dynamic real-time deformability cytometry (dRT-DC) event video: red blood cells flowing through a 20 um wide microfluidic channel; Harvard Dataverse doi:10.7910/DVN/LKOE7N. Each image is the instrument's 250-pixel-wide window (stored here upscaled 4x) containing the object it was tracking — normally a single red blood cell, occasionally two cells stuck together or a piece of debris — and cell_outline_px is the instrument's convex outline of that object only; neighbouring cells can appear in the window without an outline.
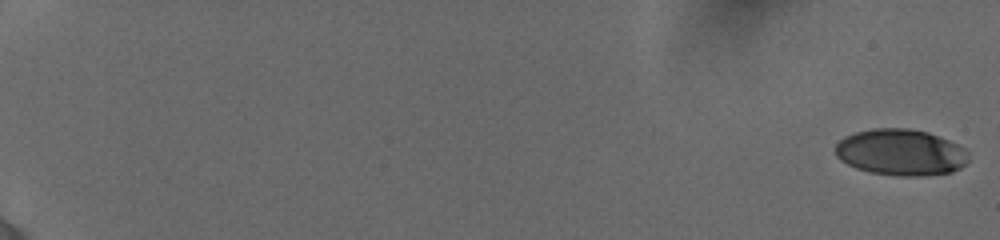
{"species": "human", "species_latin": "Homo sapiens", "temperature_condition": "cold", "stored_images_in_passage": 36, "camera_frame_rate_fps": 3000, "um_per_image_px": 0.085, "donor": {"sex": "female"}, "frame": {"image": 1, "passage_image": 1, "time_ms": 0.0, "image_size_px": [1000, 240], "cell_outline_px": [[968, 160], [960, 168], [952, 172], [924, 176], [896, 176], [872, 172], [856, 168], [840, 160], [836, 156], [836, 144], [844, 136], [856, 132], [872, 128], [908, 128], [928, 132], [940, 136], [964, 148], [968, 152]], "centroid_in_image_um": [76.57, 12.95], "position_along_channel_um": 8.4, "area_um2": 36.07}}
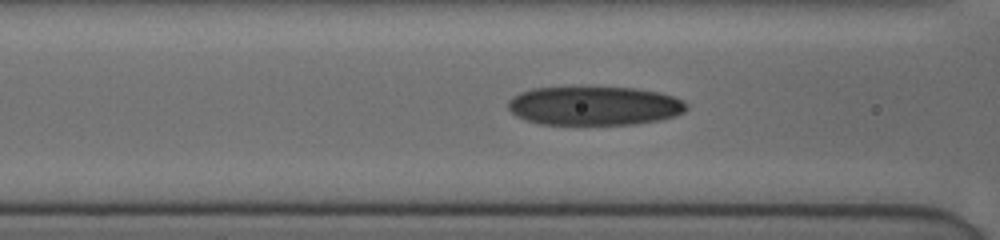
{"frame": {"image": 2, "passage_image": 26, "time_ms": 8.667, "image_size_px": [1000, 240], "cell_outline_px": [[688, 108], [684, 112], [676, 116], [660, 120], [636, 124], [540, 124], [516, 116], [508, 108], [508, 100], [512, 96], [520, 92], [532, 88], [572, 84], [636, 88], [660, 92], [684, 100], [688, 104]], "centroid_in_image_um": [50.51, 8.94], "position_along_channel_um": 116.1, "area_um2": 41.96}}
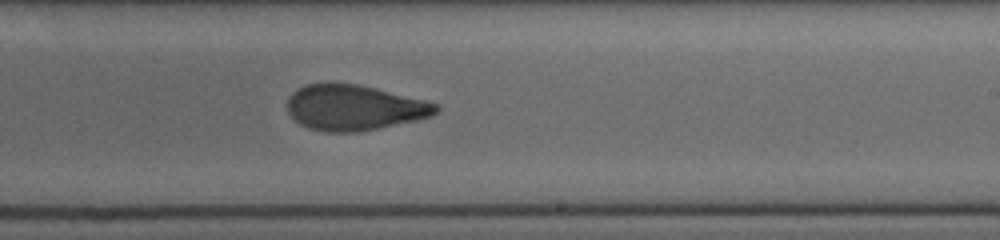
{"frame": {"image": 3, "passage_image": 36, "time_ms": 12.333, "image_size_px": [1000, 240], "cell_outline_px": [[440, 108], [432, 116], [416, 120], [356, 132], [324, 132], [308, 128], [300, 124], [288, 112], [288, 100], [292, 92], [308, 84], [356, 84], [424, 100], [436, 104]], "centroid_in_image_um": [30.09, 9.16], "position_along_channel_um": 258.9, "area_um2": 38.61}}